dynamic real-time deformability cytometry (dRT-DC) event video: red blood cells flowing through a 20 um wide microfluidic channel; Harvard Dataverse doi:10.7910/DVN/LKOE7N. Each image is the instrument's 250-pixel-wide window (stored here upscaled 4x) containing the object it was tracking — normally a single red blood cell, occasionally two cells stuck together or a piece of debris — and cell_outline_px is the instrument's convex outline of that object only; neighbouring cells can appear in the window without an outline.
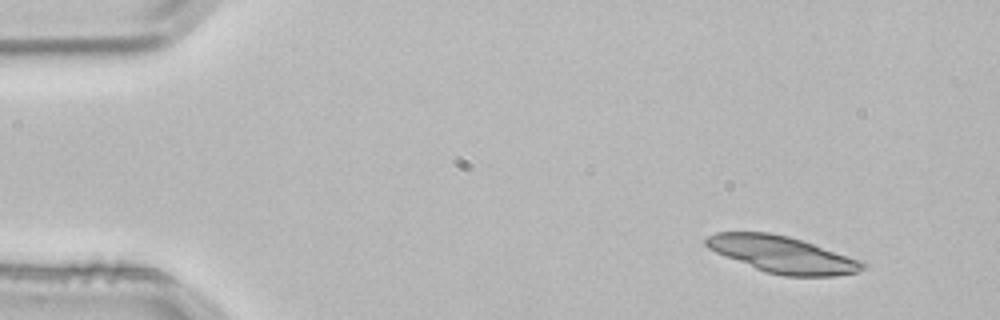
{"species": "common noctule bat (a hibernating species)", "species_latin": "Nyctalus noctula", "temperature_condition": "room temperature", "stored_images_in_passage": 2, "camera_frame_rate_fps": 3000, "um_per_image_px": 0.085, "animal": {"sex": "male", "body_mass_g": 21.5, "forearm_length_mm": 52.0}, "frame": {"image": 1, "passage_image": 1, "time_ms": 0.0, "image_size_px": [1000, 320], "cell_outline_px": [[868, 268], [856, 272], [836, 276], [784, 276], [764, 272], [716, 252], [708, 248], [704, 244], [704, 240], [708, 236], [716, 232], [768, 232], [788, 236], [864, 260], [868, 264]], "centroid_in_image_um": [66.55, 21.64], "position_along_channel_um": 18.4, "area_um2": 33.58}}